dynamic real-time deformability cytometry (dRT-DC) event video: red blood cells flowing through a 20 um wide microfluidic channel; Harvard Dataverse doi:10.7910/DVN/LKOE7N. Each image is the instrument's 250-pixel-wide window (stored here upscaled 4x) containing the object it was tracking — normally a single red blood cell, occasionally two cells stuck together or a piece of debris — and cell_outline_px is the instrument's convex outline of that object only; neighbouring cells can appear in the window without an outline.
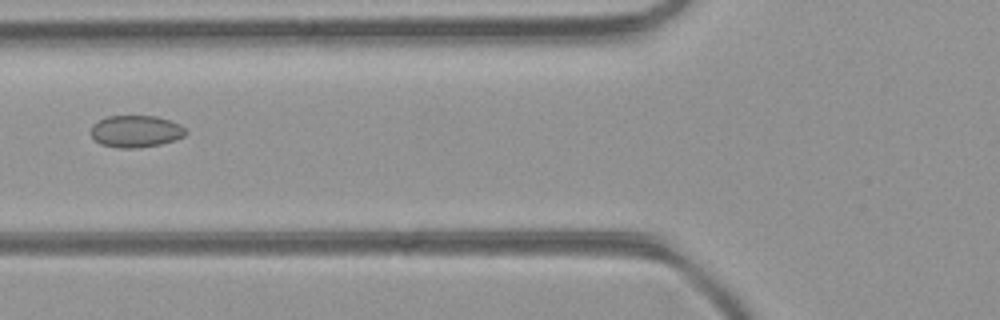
{"species": "common noctule bat (a hibernating species)", "species_latin": "Nyctalus noctula", "temperature_condition": "room temperature", "stored_images_in_passage": 5, "camera_frame_rate_fps": 3000, "um_per_image_px": 0.085, "animal": {"sex": "female", "body_mass_g": 21.9}, "frame": {"image": 1, "passage_image": 4, "time_ms": 1.0, "image_size_px": [1000, 320], "cell_outline_px": [[188, 132], [184, 136], [176, 140], [160, 144], [140, 148], [116, 148], [100, 144], [92, 136], [92, 124], [108, 116], [156, 116], [180, 124]], "centroid_in_image_um": [11.56, 11.17], "position_along_channel_um": 114.2, "area_um2": 17.69}}
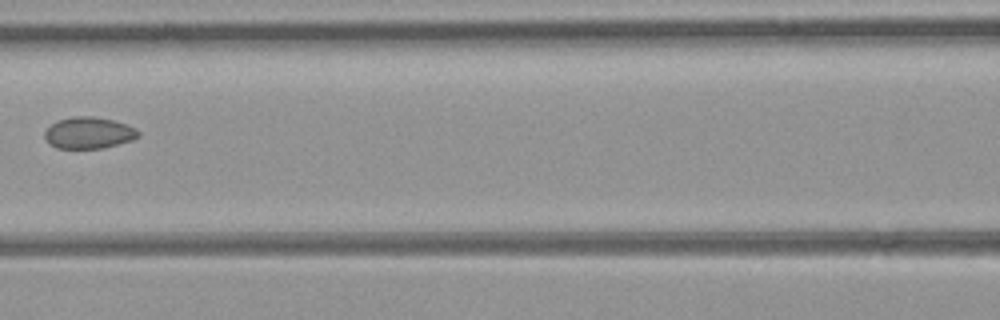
{"frame": {"image": 2, "passage_image": 5, "time_ms": 1.333, "image_size_px": [1000, 320], "cell_outline_px": [[140, 136], [132, 140], [100, 148], [56, 148], [44, 136], [44, 132], [52, 124], [60, 120], [72, 116], [92, 116], [112, 120], [136, 128], [140, 132]], "centroid_in_image_um": [7.56, 11.29], "position_along_channel_um": 159.0, "area_um2": 16.88}}